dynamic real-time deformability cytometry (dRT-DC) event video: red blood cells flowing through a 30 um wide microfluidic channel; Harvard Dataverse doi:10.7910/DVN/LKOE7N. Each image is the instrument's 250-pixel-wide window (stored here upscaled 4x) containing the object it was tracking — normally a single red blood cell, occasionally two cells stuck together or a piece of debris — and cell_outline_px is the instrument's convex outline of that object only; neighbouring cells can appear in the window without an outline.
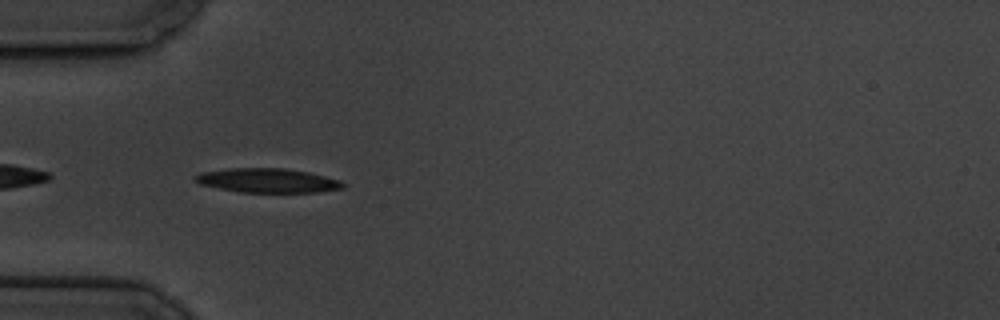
{"species": "common noctule bat (a hibernating species)", "species_latin": "Nyctalus noctula", "temperature_condition": "cold", "stored_images_in_passage": 27, "camera_frame_rate_fps": 3000, "um_per_image_px": 0.085, "animal": {"sex": "male", "body_mass_g": 19.5, "forearm_length_mm": 54.6}, "frame": {"image": 1, "passage_image": 2, "time_ms": 0.333, "image_size_px": [1000, 320], "cell_outline_px": [[344, 188], [320, 192], [240, 192], [200, 184], [192, 180], [192, 176], [200, 172], [228, 168], [284, 168], [308, 172], [340, 180], [344, 184]], "centroid_in_image_um": [22.7, 15.34], "position_along_channel_um": 62.3, "area_um2": 20.92}}
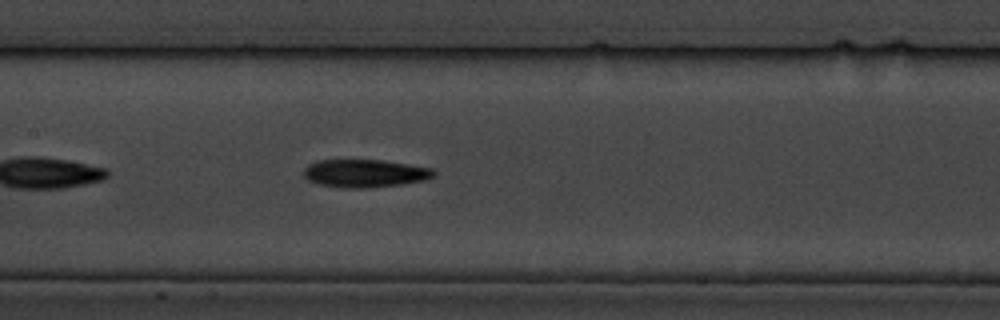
{"frame": {"image": 2, "passage_image": 12, "time_ms": 3.667, "image_size_px": [1000, 320], "cell_outline_px": [[436, 176], [424, 180], [400, 184], [368, 188], [344, 188], [316, 184], [308, 180], [304, 176], [304, 168], [308, 164], [316, 160], [384, 160], [432, 168], [436, 172]], "centroid_in_image_um": [31.0, 14.73], "position_along_channel_um": 176.4, "area_um2": 21.33}}
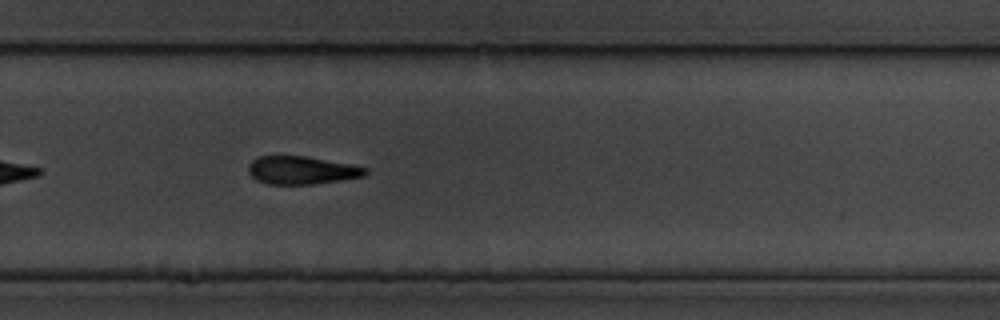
{"frame": {"image": 3, "passage_image": 23, "time_ms": 7.333, "image_size_px": [1000, 320], "cell_outline_px": [[368, 172], [364, 176], [340, 180], [312, 184], [268, 184], [256, 180], [248, 172], [248, 164], [252, 160], [260, 156], [304, 156], [348, 164], [368, 168]], "centroid_in_image_um": [25.61, 14.47], "position_along_channel_um": 304.2, "area_um2": 18.9}}